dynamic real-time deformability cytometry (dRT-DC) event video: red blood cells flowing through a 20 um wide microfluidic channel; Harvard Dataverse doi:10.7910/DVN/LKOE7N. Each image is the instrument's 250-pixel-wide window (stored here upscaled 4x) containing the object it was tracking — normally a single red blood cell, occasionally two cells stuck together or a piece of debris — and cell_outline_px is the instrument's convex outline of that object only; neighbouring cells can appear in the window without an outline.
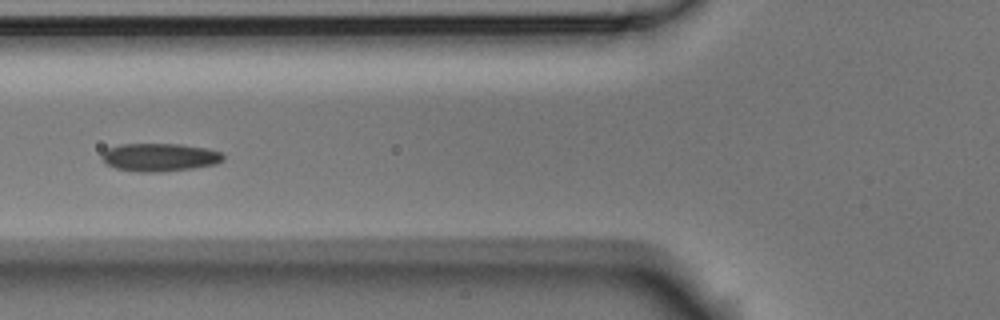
{"species": "Egyptian fruit bat (a non-hibernating species)", "species_latin": "Rousettus aegyptiacus", "temperature_condition": "room temperature", "stored_images_in_passage": 7, "camera_frame_rate_fps": 3000, "um_per_image_px": 0.085, "animal": {"sex": "male"}, "frame": {"image": 1, "passage_image": 5, "time_ms": 1.333, "image_size_px": [1000, 320], "cell_outline_px": [[224, 160], [216, 164], [192, 168], [160, 172], [140, 172], [116, 168], [104, 164], [100, 156], [108, 148], [120, 144], [180, 144], [204, 148], [220, 152], [224, 156]], "centroid_in_image_um": [13.53, 13.37], "position_along_channel_um": 112.3, "area_um2": 19.83}}
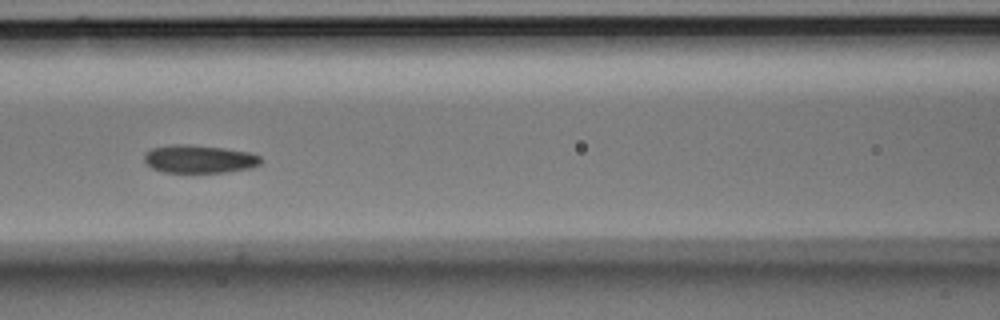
{"frame": {"image": 2, "passage_image": 6, "time_ms": 1.667, "image_size_px": [1000, 320], "cell_outline_px": [[260, 164], [252, 168], [224, 172], [164, 172], [152, 168], [144, 160], [144, 152], [152, 148], [176, 144], [188, 144], [224, 148], [252, 152], [260, 156]], "centroid_in_image_um": [16.94, 13.51], "position_along_channel_um": 149.7, "area_um2": 19.07}}
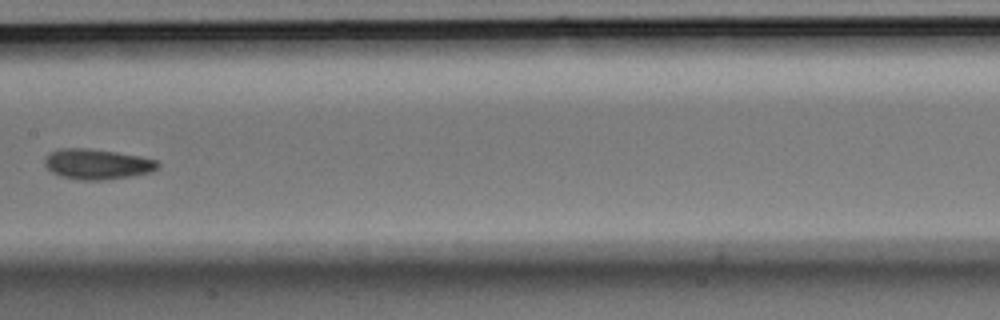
{"frame": {"image": 3, "passage_image": 7, "time_ms": 2.0, "image_size_px": [1000, 320], "cell_outline_px": [[160, 168], [152, 172], [128, 176], [100, 180], [80, 180], [60, 176], [52, 172], [44, 164], [44, 160], [52, 152], [60, 148], [88, 148], [116, 152], [140, 156], [156, 160], [160, 164]], "centroid_in_image_um": [8.28, 13.95], "position_along_channel_um": 199.1, "area_um2": 19.88}}